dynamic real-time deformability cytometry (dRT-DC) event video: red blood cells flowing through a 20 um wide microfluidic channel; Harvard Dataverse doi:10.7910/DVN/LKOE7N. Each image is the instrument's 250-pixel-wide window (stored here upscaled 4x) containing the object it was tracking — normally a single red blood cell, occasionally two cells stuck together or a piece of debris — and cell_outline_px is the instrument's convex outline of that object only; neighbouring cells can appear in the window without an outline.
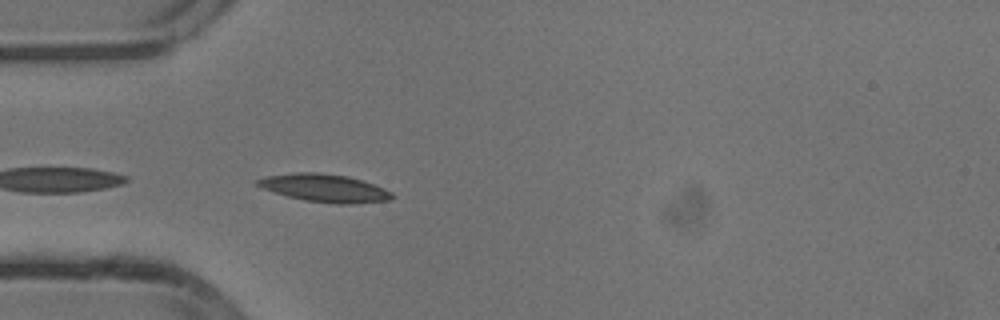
{"species": "common noctule bat (a hibernating species)", "species_latin": "Nyctalus noctula", "temperature_condition": "cold", "stored_images_in_passage": 9, "camera_frame_rate_fps": 3000, "um_per_image_px": 0.085, "animal": {"sex": "male", "body_mass_g": 13.3}, "frame": {"image": 1, "passage_image": 2, "time_ms": 0.333, "image_size_px": [1000, 320], "cell_outline_px": [[392, 200], [352, 204], [336, 204], [304, 200], [288, 196], [260, 188], [256, 184], [256, 180], [264, 176], [296, 172], [320, 172], [348, 176], [384, 188], [392, 192]], "centroid_in_image_um": [27.56, 15.98], "position_along_channel_um": 57.4, "area_um2": 21.91}}